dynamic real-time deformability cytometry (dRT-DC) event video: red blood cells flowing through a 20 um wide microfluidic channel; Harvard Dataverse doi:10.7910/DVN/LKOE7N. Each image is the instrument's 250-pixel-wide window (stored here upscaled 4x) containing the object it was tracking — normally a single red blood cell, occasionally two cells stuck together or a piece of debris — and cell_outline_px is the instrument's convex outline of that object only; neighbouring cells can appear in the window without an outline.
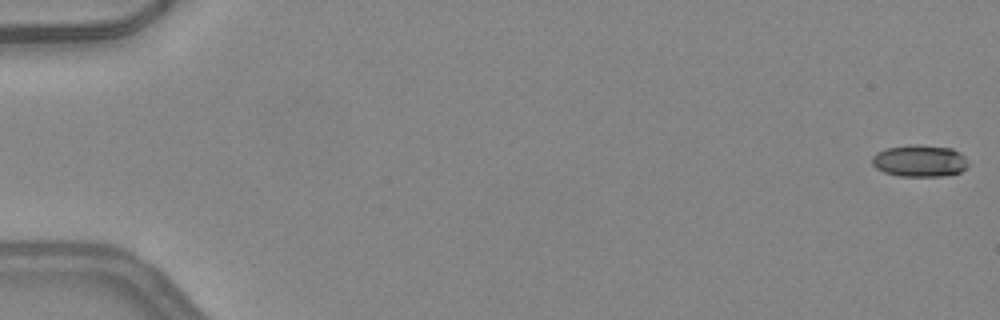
{"species": "common noctule bat (a hibernating species)", "species_latin": "Nyctalus noctula", "temperature_condition": "warm", "stored_images_in_passage": 11, "camera_frame_rate_fps": 3000, "um_per_image_px": 0.085, "animal": {"sex": "female", "body_mass_g": 24.6, "forearm_length_mm": 56.2}, "frame": {"image": 1, "passage_image": 1, "time_ms": 0.0, "image_size_px": [1000, 320], "cell_outline_px": [[968, 168], [960, 172], [944, 176], [900, 176], [884, 172], [876, 168], [872, 164], [872, 156], [876, 152], [884, 148], [916, 144], [920, 144], [952, 148], [960, 152], [964, 156], [968, 164]], "centroid_in_image_um": [78.17, 13.66], "position_along_channel_um": 6.8, "area_um2": 18.09}}